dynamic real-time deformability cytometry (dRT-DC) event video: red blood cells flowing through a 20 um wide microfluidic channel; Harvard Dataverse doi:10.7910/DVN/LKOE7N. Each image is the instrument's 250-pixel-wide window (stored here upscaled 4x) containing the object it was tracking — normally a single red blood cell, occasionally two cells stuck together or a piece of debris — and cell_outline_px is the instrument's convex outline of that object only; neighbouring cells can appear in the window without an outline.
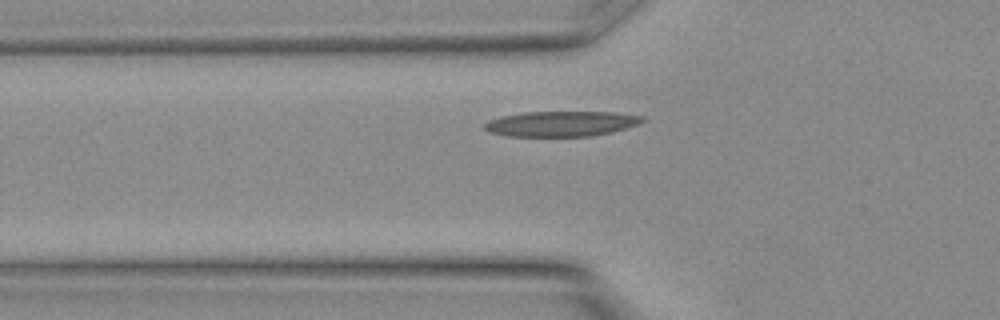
{"species": "Egyptian fruit bat (a non-hibernating species)", "species_latin": "Rousettus aegyptiacus", "temperature_condition": "warm", "stored_images_in_passage": 23, "segment_of_instrument_passage": [1, 2], "camera_frame_rate_fps": 3000, "um_per_image_px": 0.085, "animal": {"sex": "female"}, "frame": {"image": 1, "passage_image": 3, "time_ms": 0.667, "image_size_px": [1000, 320], "cell_outline_px": [[644, 120], [640, 124], [628, 128], [612, 132], [592, 136], [508, 136], [488, 132], [484, 128], [484, 124], [488, 120], [500, 116], [524, 112], [616, 112], [644, 116]], "centroid_in_image_um": [47.72, 10.51], "position_along_channel_um": 78.1, "area_um2": 23.47}}
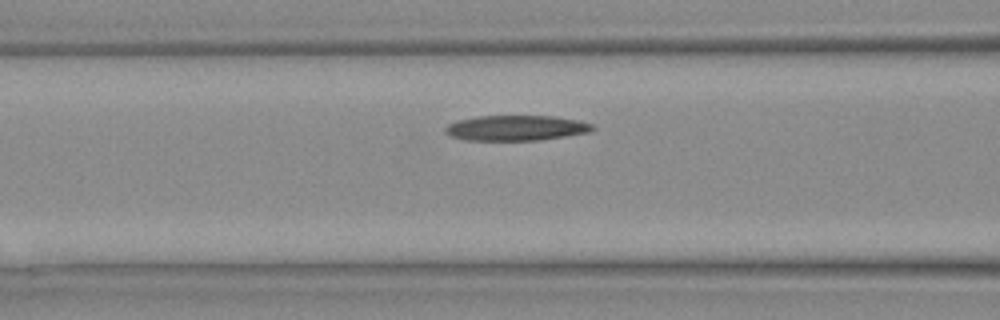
{"frame": {"image": 2, "passage_image": 5, "time_ms": 1.333, "image_size_px": [1000, 320], "cell_outline_px": [[596, 128], [588, 132], [540, 140], [464, 140], [452, 136], [444, 132], [444, 128], [448, 124], [456, 120], [476, 116], [552, 116], [576, 120], [592, 124]], "centroid_in_image_um": [43.81, 10.87], "position_along_channel_um": 122.8, "area_um2": 21.62}}
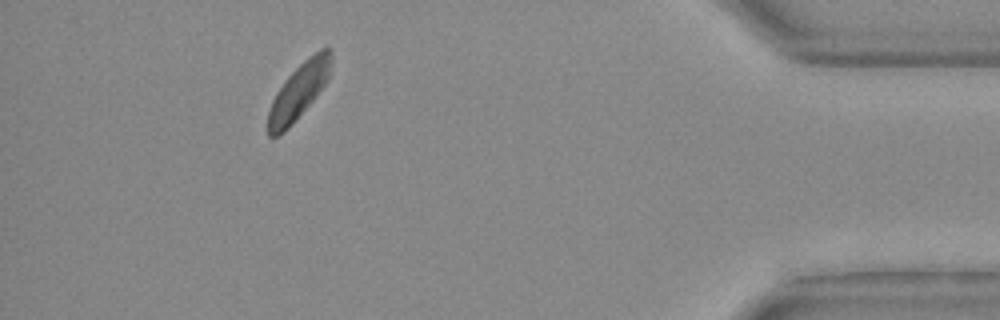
{"frame": {"image": 3, "passage_image": 20, "time_ms": 6.333, "image_size_px": [1000, 320], "cell_outline_px": [[332, 60], [328, 80], [316, 96], [288, 128], [284, 132], [276, 136], [268, 136], [268, 112], [272, 100], [276, 92], [284, 80], [308, 56], [320, 48], [328, 48], [332, 52]], "centroid_in_image_um": [25.4, 7.72], "position_along_channel_um": 409.8, "area_um2": 20.35}}